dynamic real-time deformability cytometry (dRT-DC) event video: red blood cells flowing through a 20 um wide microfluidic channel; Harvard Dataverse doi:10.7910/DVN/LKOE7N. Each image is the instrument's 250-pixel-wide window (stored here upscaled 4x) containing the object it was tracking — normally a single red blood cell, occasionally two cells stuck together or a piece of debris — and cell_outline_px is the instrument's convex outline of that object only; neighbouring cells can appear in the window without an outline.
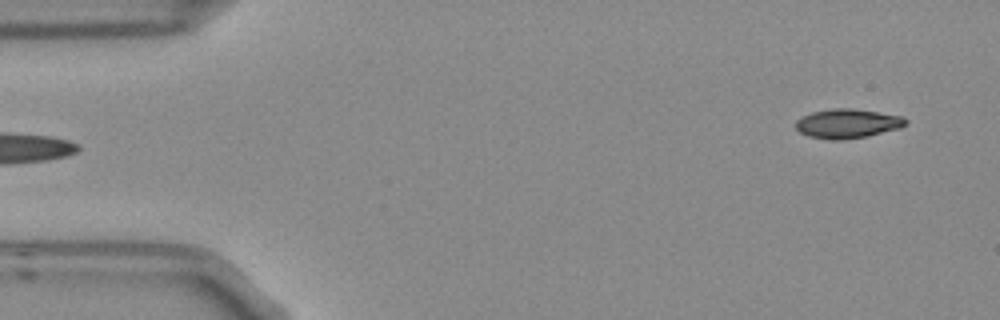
{"species": "Egyptian fruit bat (a non-hibernating species)", "species_latin": "Rousettus aegyptiacus", "temperature_condition": "room temperature", "stored_images_in_passage": 4, "segment_of_instrument_passage": [2, 2], "camera_frame_rate_fps": 3000, "um_per_image_px": 0.085, "frame": {"image": 1, "passage_image": 4, "time_ms": 1.0, "image_size_px": [1000, 320], "cell_outline_px": [[908, 124], [900, 128], [864, 136], [836, 140], [832, 140], [808, 136], [800, 132], [796, 128], [796, 120], [812, 112], [836, 108], [852, 108], [900, 116], [908, 120]], "centroid_in_image_um": [72.03, 10.5], "position_along_channel_um": 13.0, "area_um2": 18.38}}